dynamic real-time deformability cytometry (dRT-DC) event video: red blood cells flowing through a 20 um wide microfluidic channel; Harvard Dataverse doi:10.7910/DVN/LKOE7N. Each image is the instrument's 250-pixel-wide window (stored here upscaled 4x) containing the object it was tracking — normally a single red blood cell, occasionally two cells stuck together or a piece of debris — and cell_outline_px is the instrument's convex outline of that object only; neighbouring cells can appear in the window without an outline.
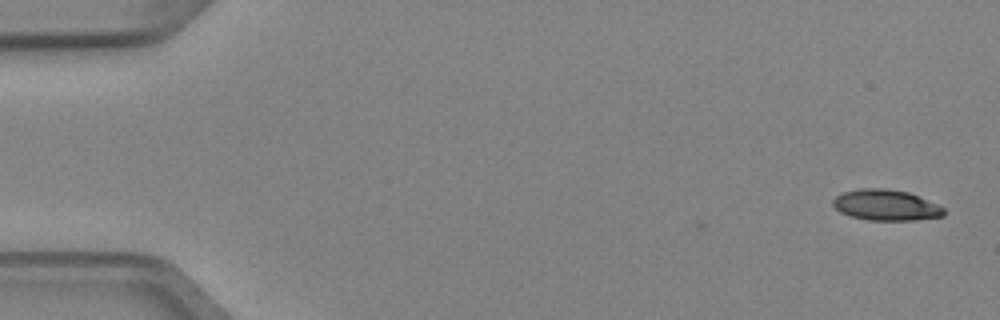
{"species": "Egyptian fruit bat (a non-hibernating species)", "species_latin": "Rousettus aegyptiacus", "temperature_condition": "cold", "stored_images_in_passage": 5, "camera_frame_rate_fps": 3000, "um_per_image_px": 0.085, "animal": {"sex": "female"}, "frame": {"image": 1, "passage_image": 1, "time_ms": 0.0, "image_size_px": [1000, 320], "cell_outline_px": [[944, 216], [916, 220], [868, 220], [852, 216], [840, 212], [832, 204], [832, 200], [836, 196], [844, 192], [856, 188], [884, 188], [908, 192], [936, 204], [944, 208]], "centroid_in_image_um": [75.28, 17.43], "position_along_channel_um": 9.7, "area_um2": 19.83}}
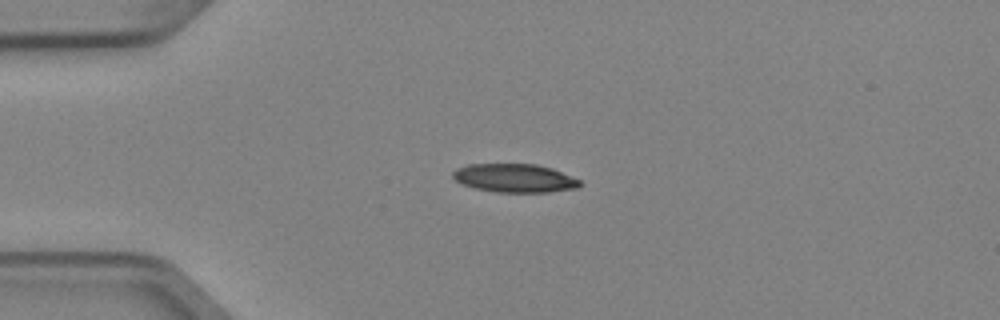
{"frame": {"image": 2, "passage_image": 4, "time_ms": 1.0, "image_size_px": [1000, 320], "cell_outline_px": [[580, 184], [576, 188], [548, 192], [496, 192], [476, 188], [464, 184], [456, 180], [452, 176], [452, 172], [456, 168], [468, 164], [536, 164], [552, 168], [580, 180]], "centroid_in_image_um": [43.73, 15.13], "position_along_channel_um": 41.3, "area_um2": 20.92}}